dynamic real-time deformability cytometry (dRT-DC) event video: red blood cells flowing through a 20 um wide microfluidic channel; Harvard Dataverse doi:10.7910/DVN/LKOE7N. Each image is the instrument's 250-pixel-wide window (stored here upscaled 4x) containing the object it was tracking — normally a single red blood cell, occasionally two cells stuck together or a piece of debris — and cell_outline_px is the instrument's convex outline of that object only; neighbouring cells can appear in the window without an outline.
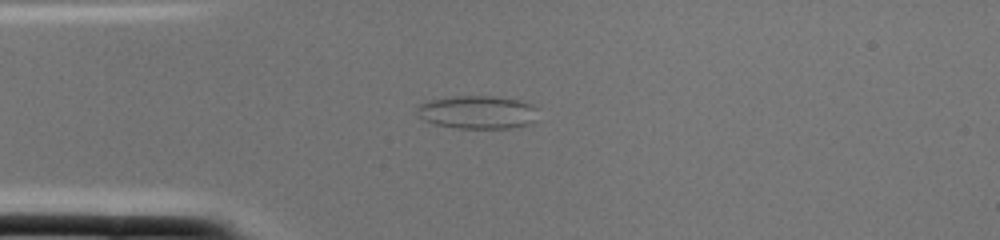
{"species": "common noctule bat (a hibernating species)", "species_latin": "Nyctalus noctula", "temperature_condition": "cold", "stored_images_in_passage": 1, "camera_frame_rate_fps": 3000, "um_per_image_px": 0.085, "animal": {"sex": "female", "body_mass_g": 22.0, "forearm_length_mm": 56.7}, "frame": {"image": 1, "passage_image": 1, "time_ms": 0.0, "image_size_px": [1000, 240], "cell_outline_px": [[536, 120], [532, 124], [512, 128], [460, 128], [436, 124], [424, 120], [416, 116], [416, 108], [420, 104], [432, 100], [456, 96], [492, 96], [520, 100], [536, 108]], "centroid_in_image_um": [40.59, 9.55], "position_along_channel_um": 44.4, "area_um2": 23.35}}